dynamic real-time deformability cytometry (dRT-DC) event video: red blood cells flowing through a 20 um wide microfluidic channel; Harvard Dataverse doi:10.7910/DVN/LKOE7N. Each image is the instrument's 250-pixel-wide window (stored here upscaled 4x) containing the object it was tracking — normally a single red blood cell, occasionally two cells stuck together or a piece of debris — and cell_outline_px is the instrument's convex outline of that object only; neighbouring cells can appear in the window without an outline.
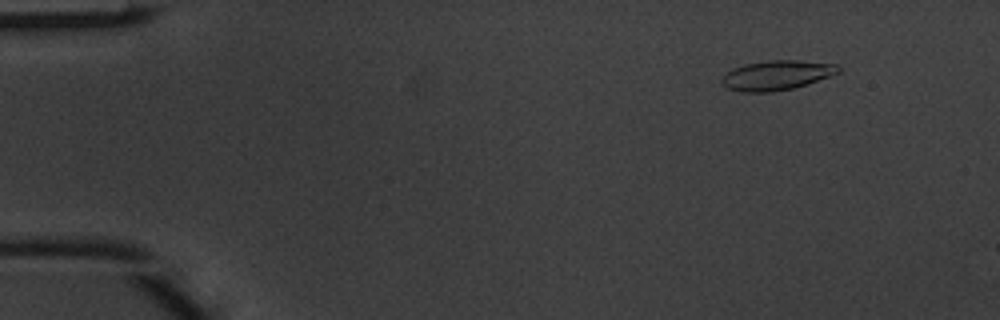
{"species": "common noctule bat (a hibernating species)", "species_latin": "Nyctalus noctula", "temperature_condition": "warm", "stored_images_in_passage": 4, "camera_frame_rate_fps": 3000, "um_per_image_px": 0.085, "animal": {"sex": "male", "body_mass_g": 20.1, "forearm_length_mm": 53.5}, "frame": {"image": 1, "passage_image": 4, "time_ms": 1.0, "image_size_px": [1000, 320], "cell_outline_px": [[840, 72], [792, 88], [772, 92], [740, 92], [728, 88], [720, 84], [720, 80], [732, 68], [744, 64], [768, 60], [796, 60], [836, 64], [840, 68]], "centroid_in_image_um": [65.95, 6.39], "position_along_channel_um": 19.0, "area_um2": 19.94}}